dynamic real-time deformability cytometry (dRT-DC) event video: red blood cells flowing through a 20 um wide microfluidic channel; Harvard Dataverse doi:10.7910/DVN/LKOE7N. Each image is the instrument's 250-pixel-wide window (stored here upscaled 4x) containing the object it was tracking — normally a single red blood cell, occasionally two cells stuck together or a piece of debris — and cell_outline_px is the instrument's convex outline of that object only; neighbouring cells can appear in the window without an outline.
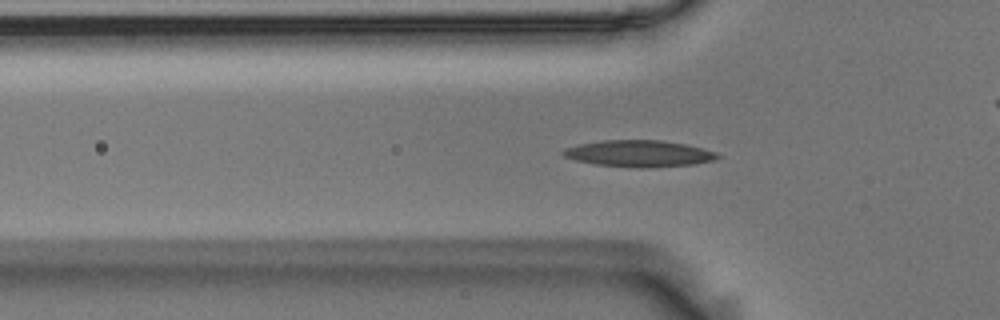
{"species": "Egyptian fruit bat (a non-hibernating species)", "species_latin": "Rousettus aegyptiacus", "temperature_condition": "room temperature", "stored_images_in_passage": 43, "camera_frame_rate_fps": 3000, "um_per_image_px": 0.085, "animal": {"sex": "male"}, "frame": {"image": 1, "passage_image": 5, "time_ms": 1.333, "image_size_px": [1000, 320], "cell_outline_px": [[720, 156], [712, 160], [696, 164], [648, 168], [636, 168], [596, 164], [576, 160], [564, 156], [560, 152], [564, 148], [580, 144], [600, 140], [660, 140], [684, 144], [716, 152]], "centroid_in_image_um": [54.28, 13.05], "position_along_channel_um": 71.5, "area_um2": 23.81}}
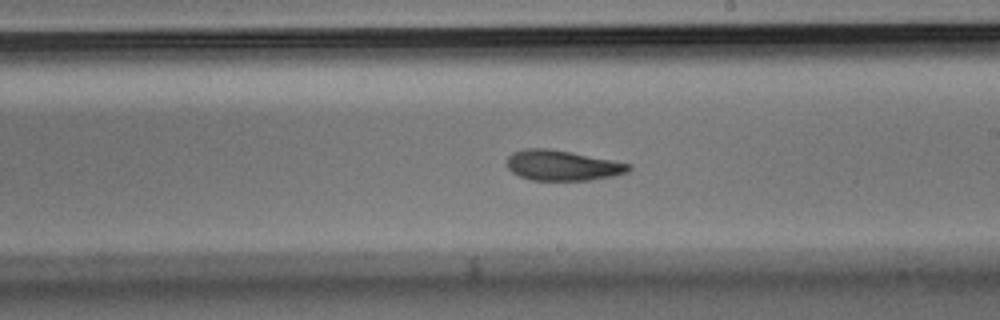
{"frame": {"image": 2, "passage_image": 19, "time_ms": 6.0, "image_size_px": [1000, 320], "cell_outline_px": [[632, 168], [628, 172], [612, 176], [588, 180], [532, 180], [520, 176], [512, 172], [508, 168], [508, 156], [512, 152], [524, 148], [548, 148], [572, 152], [632, 164]], "centroid_in_image_um": [47.81, 14.05], "position_along_channel_um": 241.2, "area_um2": 21.5}}
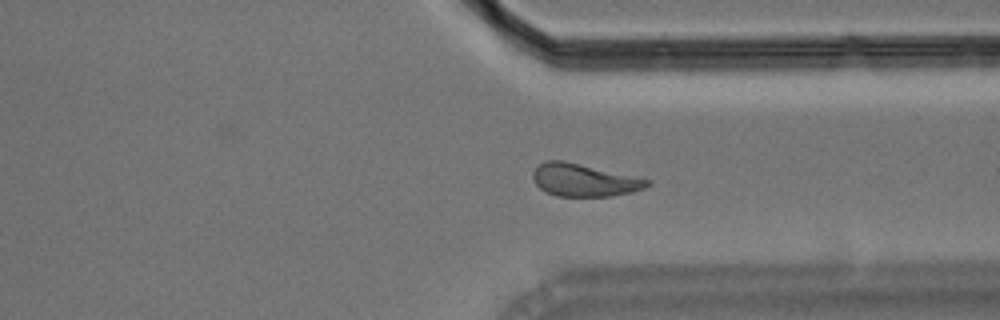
{"frame": {"image": 3, "passage_image": 29, "time_ms": 9.333, "image_size_px": [1000, 320], "cell_outline_px": [[652, 184], [644, 188], [632, 192], [612, 196], [556, 196], [544, 192], [536, 184], [532, 176], [532, 172], [544, 160], [564, 160], [648, 180]], "centroid_in_image_um": [49.59, 15.31], "position_along_channel_um": 361.8, "area_um2": 21.5}, "authors_computed_cell_mechanics": {"area_um2": 22.0796, "velocity_mm_per_s": 3.6113, "shape_relaxation_time_tau1_ms": 5.4336, "shape_relaxation_time_tau2_ms": 3.7852, "deformation_change_tau1": 0.1717, "deformation_change_tau2": 0.1064}}